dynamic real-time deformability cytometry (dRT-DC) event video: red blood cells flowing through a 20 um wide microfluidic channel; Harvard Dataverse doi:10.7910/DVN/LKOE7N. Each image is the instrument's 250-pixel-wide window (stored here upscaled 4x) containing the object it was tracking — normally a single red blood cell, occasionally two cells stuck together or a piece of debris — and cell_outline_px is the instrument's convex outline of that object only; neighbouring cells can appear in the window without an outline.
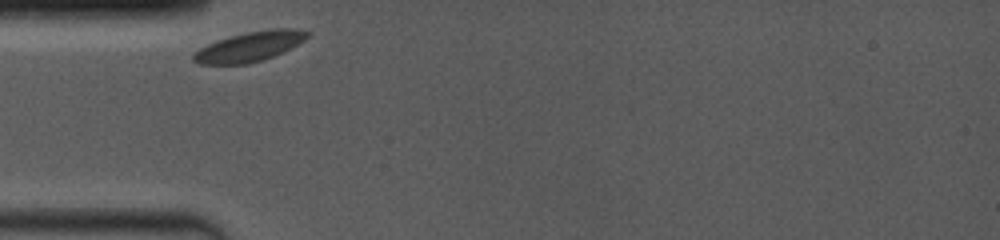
{"species": "common noctule bat (a hibernating species)", "species_latin": "Nyctalus noctula", "temperature_condition": "room temperature", "stored_images_in_passage": 7, "camera_frame_rate_fps": 4000, "um_per_image_px": 0.085, "animal": {"sex": "female", "body_mass_g": 19.0, "forearm_length_mm": 53.3}, "frame": {"image": 1, "passage_image": 1, "time_ms": 0.0, "image_size_px": [1000, 240], "cell_outline_px": [[312, 32], [304, 40], [284, 52], [264, 60], [248, 64], [200, 64], [192, 60], [192, 52], [208, 44], [232, 36], [248, 32], [268, 28], [296, 28]], "centroid_in_image_um": [21.25, 3.96], "position_along_channel_um": 63.7, "area_um2": 19.88}}
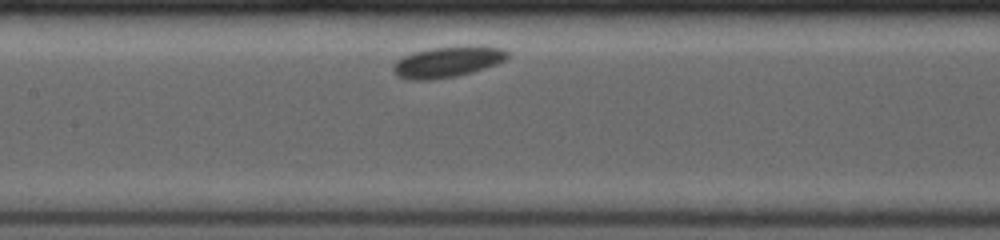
{"frame": {"image": 2, "passage_image": 5, "time_ms": 1.0, "image_size_px": [1000, 240], "cell_outline_px": [[508, 56], [504, 60], [496, 64], [472, 72], [456, 76], [432, 80], [412, 80], [396, 76], [392, 72], [392, 64], [396, 60], [412, 52], [428, 48], [468, 44], [484, 44], [504, 48], [508, 52]], "centroid_in_image_um": [38.04, 5.22], "position_along_channel_um": 169.4, "area_um2": 21.33}}
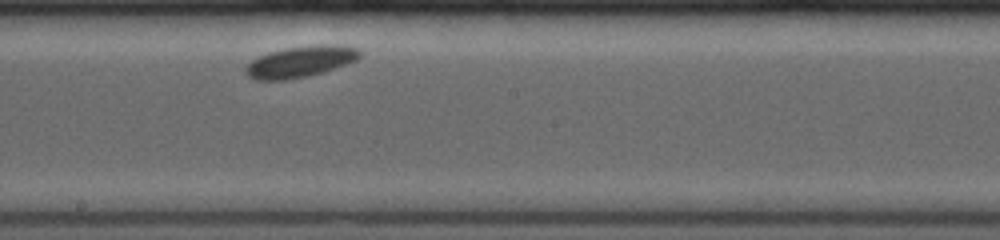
{"frame": {"image": 3, "passage_image": 7, "time_ms": 1.5, "image_size_px": [1000, 240], "cell_outline_px": [[364, 52], [356, 60], [308, 76], [284, 80], [252, 80], [244, 72], [244, 68], [252, 60], [268, 52], [284, 48], [316, 44], [336, 44], [360, 48]], "centroid_in_image_um": [25.53, 5.22], "position_along_channel_um": 222.7, "area_um2": 20.87}}